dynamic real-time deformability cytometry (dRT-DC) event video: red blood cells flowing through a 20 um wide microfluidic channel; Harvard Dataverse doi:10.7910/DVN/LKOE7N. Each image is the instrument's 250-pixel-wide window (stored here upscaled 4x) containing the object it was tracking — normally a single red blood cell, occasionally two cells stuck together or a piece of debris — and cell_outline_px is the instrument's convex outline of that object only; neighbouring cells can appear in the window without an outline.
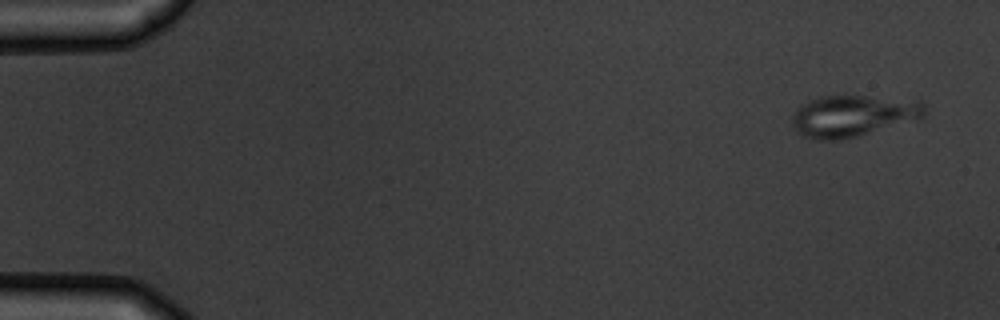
{"species": "common noctule bat (a hibernating species)", "species_latin": "Nyctalus noctula", "temperature_condition": "warm", "stored_images_in_passage": 6, "camera_frame_rate_fps": 3000, "um_per_image_px": 0.085, "animal": {"sex": "male", "body_mass_g": 19.5, "forearm_length_mm": 54.6}, "frame": {"image": 1, "passage_image": 1, "time_ms": 0.0, "image_size_px": [1000, 320], "cell_outline_px": [[924, 116], [856, 136], [840, 140], [816, 140], [804, 136], [796, 132], [792, 124], [792, 116], [804, 104], [820, 96], [864, 96], [920, 100], [924, 104]], "centroid_in_image_um": [72.46, 9.84], "position_along_channel_um": 12.5, "area_um2": 31.33}}